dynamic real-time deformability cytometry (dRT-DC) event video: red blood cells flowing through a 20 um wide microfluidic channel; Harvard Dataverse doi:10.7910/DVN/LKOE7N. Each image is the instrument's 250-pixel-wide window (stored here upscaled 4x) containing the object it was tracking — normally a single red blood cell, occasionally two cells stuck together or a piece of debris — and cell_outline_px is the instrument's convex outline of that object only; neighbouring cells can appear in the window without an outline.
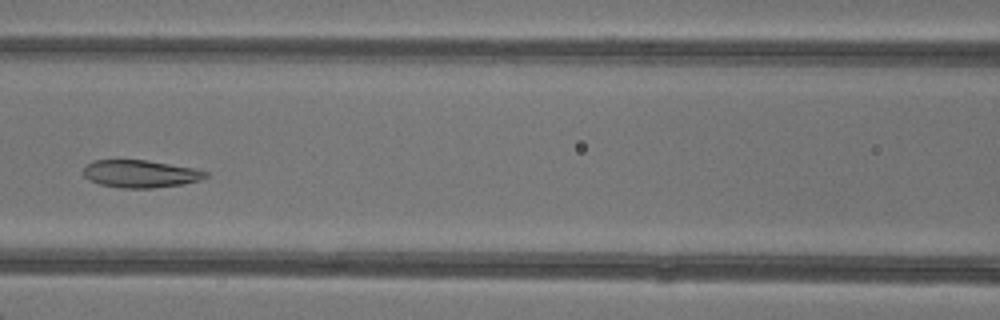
{"species": "common noctule bat (a hibernating species)", "species_latin": "Nyctalus noctula", "temperature_condition": "warm", "stored_images_in_passage": 4, "camera_frame_rate_fps": 3000, "um_per_image_px": 0.085, "animal": {"sex": "female"}, "frame": {"image": 1, "passage_image": 4, "time_ms": 3.667, "image_size_px": [1000, 320], "cell_outline_px": [[208, 176], [200, 180], [184, 184], [152, 188], [120, 188], [100, 184], [88, 180], [84, 176], [84, 168], [92, 160], [144, 160], [192, 168], [208, 172]], "centroid_in_image_um": [11.91, 14.78], "position_along_channel_um": 154.7, "area_um2": 19.48}}